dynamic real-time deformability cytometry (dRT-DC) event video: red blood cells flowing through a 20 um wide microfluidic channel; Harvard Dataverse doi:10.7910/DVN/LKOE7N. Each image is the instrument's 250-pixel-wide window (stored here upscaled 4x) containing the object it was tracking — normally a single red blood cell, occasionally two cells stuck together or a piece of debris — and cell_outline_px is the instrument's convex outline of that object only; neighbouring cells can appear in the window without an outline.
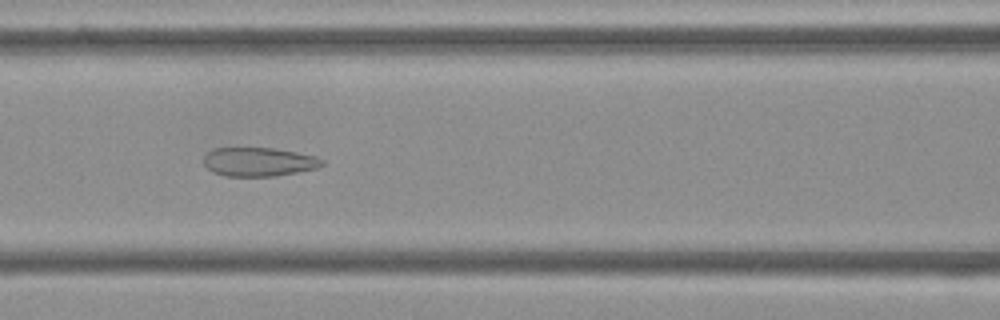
{"species": "Egyptian fruit bat (a non-hibernating species)", "species_latin": "Rousettus aegyptiacus", "temperature_condition": "cold", "stored_images_in_passage": 54, "camera_frame_rate_fps": 3000, "um_per_image_px": 0.085, "frame": {"image": 1, "passage_image": 23, "time_ms": 7.333, "image_size_px": [1000, 320], "cell_outline_px": [[324, 164], [316, 168], [276, 176], [228, 176], [212, 172], [204, 164], [204, 156], [212, 148], [272, 148], [296, 152], [316, 156], [324, 160]], "centroid_in_image_um": [21.99, 13.75], "position_along_channel_um": 144.6, "area_um2": 19.83}}
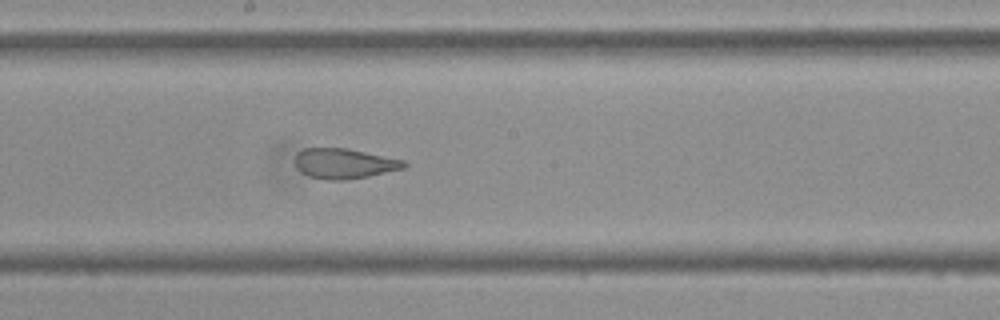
{"frame": {"image": 2, "passage_image": 29, "time_ms": 9.333, "image_size_px": [1000, 320], "cell_outline_px": [[408, 164], [404, 168], [368, 176], [344, 180], [324, 180], [308, 176], [300, 172], [296, 168], [296, 152], [304, 148], [348, 148], [404, 160]], "centroid_in_image_um": [29.23, 13.9], "position_along_channel_um": 219.0, "area_um2": 19.25}}
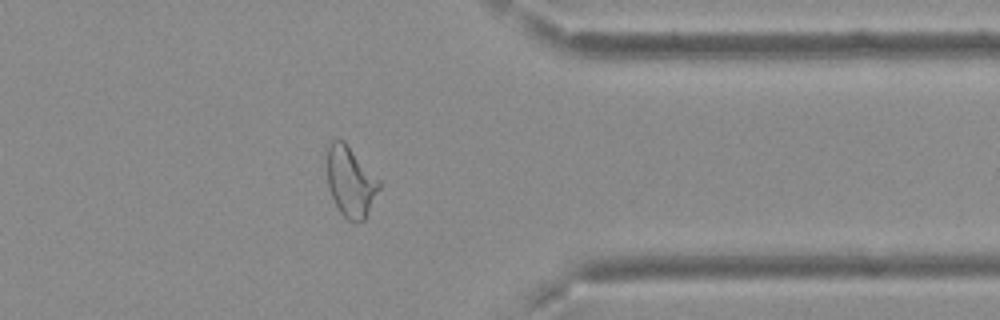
{"frame": {"image": 3, "passage_image": 43, "time_ms": 14.0, "image_size_px": [1000, 320], "cell_outline_px": [[380, 188], [364, 220], [356, 224], [348, 220], [340, 212], [332, 196], [328, 184], [328, 140], [344, 140], [380, 180]], "centroid_in_image_um": [29.81, 15.44], "position_along_channel_um": 381.6, "area_um2": 21.21}, "authors_computed_cell_mechanics": {"area_um2": 23.5824, "velocity_mm_per_s": 3.7212, "shape_relaxation_time_tau1_ms": null, "shape_relaxation_time_tau2_ms": 1.6292, "deformation_change_tau1": null, "deformation_change_tau2": 0.0786}}